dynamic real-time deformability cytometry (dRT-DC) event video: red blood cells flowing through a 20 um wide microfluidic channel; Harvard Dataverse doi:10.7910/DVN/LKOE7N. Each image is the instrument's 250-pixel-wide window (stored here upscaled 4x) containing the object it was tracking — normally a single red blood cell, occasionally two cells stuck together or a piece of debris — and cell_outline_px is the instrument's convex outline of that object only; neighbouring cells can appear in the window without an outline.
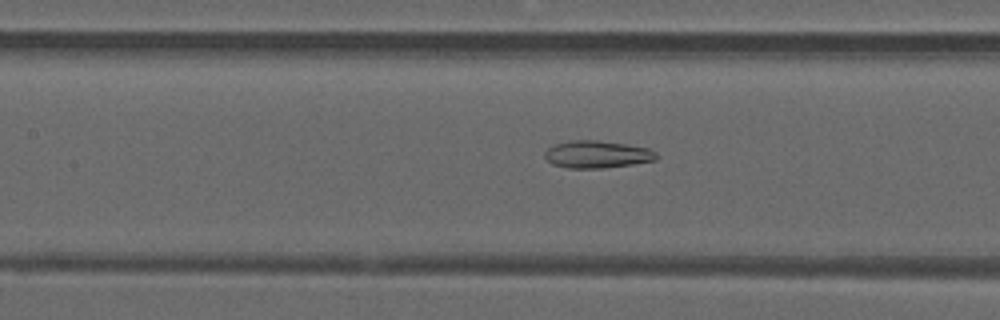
{"species": "common noctule bat (a hibernating species)", "species_latin": "Nyctalus noctula", "temperature_condition": "warm", "stored_images_in_passage": 38, "camera_frame_rate_fps": 3000, "um_per_image_px": 0.085, "animal": {"sex": "male", "forearm_length_mm": 52.5}, "frame": {"image": 1, "passage_image": 11, "time_ms": 3.333, "image_size_px": [1000, 320], "cell_outline_px": [[656, 160], [632, 164], [604, 168], [568, 168], [552, 164], [544, 156], [544, 152], [552, 144], [572, 140], [596, 140], [624, 144], [648, 148], [656, 152]], "centroid_in_image_um": [50.71, 13.12], "position_along_channel_um": 156.7, "area_um2": 17.74}}
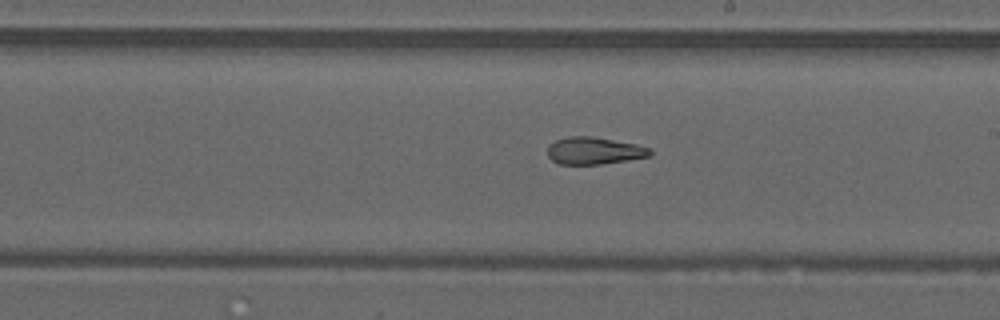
{"frame": {"image": 2, "passage_image": 17, "time_ms": 5.333, "image_size_px": [1000, 320], "cell_outline_px": [[652, 156], [628, 160], [600, 164], [560, 164], [552, 160], [548, 156], [548, 144], [556, 140], [568, 136], [592, 136], [636, 144], [652, 148]], "centroid_in_image_um": [50.52, 12.81], "position_along_channel_um": 238.5, "area_um2": 16.36}}
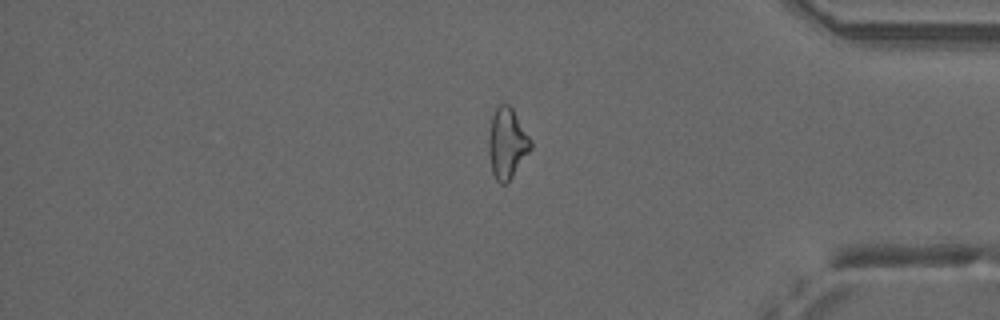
{"frame": {"image": 3, "passage_image": 30, "time_ms": 9.667, "image_size_px": [1000, 320], "cell_outline_px": [[532, 148], [512, 176], [504, 184], [500, 184], [496, 180], [492, 172], [488, 152], [488, 136], [492, 116], [496, 108], [500, 104], [508, 104], [512, 108], [532, 140]], "centroid_in_image_um": [43.09, 12.17], "position_along_channel_um": 392.1, "area_um2": 17.22}, "authors_computed_cell_mechanics": {"area_um2": 17.1666, "velocity_mm_per_s": 4.1066, "shape_relaxation_time_tau1_ms": null, "shape_relaxation_time_tau2_ms": 3.7467, "deformation_change_tau1": null, "deformation_change_tau2": 0.1407}}